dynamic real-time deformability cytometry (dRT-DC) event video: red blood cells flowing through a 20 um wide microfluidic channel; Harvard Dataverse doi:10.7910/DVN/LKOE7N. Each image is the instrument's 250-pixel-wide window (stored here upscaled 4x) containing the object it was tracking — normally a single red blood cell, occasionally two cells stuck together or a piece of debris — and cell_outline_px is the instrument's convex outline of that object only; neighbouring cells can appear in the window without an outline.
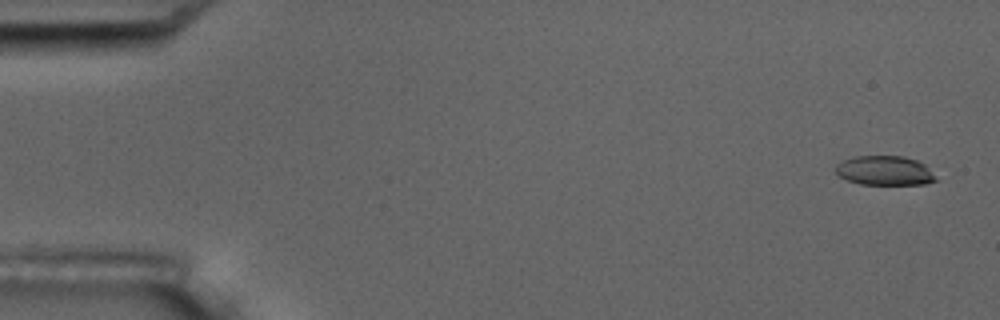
{"species": "common noctule bat (a hibernating species)", "species_latin": "Nyctalus noctula", "temperature_condition": "room temperature", "stored_images_in_passage": 4, "camera_frame_rate_fps": 3000, "um_per_image_px": 0.085, "animal": {"sex": "male", "body_mass_g": 17.5, "forearm_length_mm": 52.3}, "frame": {"image": 1, "passage_image": 1, "time_ms": 0.0, "image_size_px": [1000, 320], "cell_outline_px": [[940, 180], [924, 184], [860, 184], [848, 180], [840, 176], [836, 172], [836, 164], [852, 156], [904, 156], [916, 160], [924, 164]], "centroid_in_image_um": [75.22, 14.5], "position_along_channel_um": 9.8, "area_um2": 17.17}}
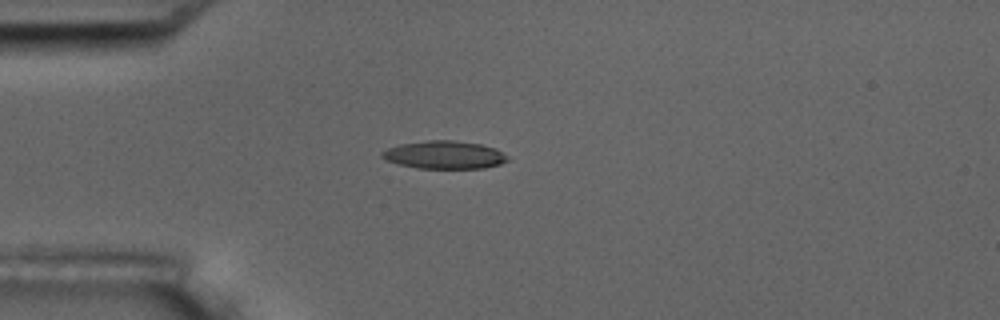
{"frame": {"image": 2, "passage_image": 4, "time_ms": 4.333, "image_size_px": [1000, 320], "cell_outline_px": [[508, 160], [500, 164], [484, 168], [416, 168], [384, 160], [380, 156], [380, 152], [388, 148], [400, 144], [428, 140], [452, 140], [480, 144], [496, 148], [508, 156]], "centroid_in_image_um": [37.75, 13.16], "position_along_channel_um": 47.2, "area_um2": 20.46}}